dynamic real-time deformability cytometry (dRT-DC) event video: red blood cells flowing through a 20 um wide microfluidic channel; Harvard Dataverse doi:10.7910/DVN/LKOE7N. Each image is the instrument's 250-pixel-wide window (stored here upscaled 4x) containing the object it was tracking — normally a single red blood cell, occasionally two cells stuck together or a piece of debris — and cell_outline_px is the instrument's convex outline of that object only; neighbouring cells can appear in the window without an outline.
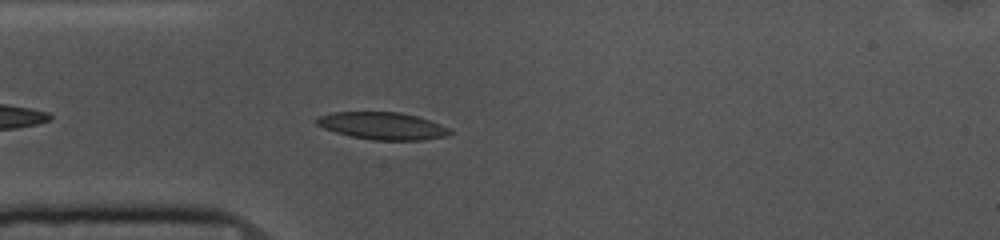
{"species": "common noctule bat (a hibernating species)", "species_latin": "Nyctalus noctula", "temperature_condition": "cold", "stored_images_in_passage": 26, "camera_frame_rate_fps": 3000, "um_per_image_px": 0.085, "animal": {"sex": "female", "body_mass_g": 10.0, "forearm_length_mm": 53.1}, "frame": {"image": 1, "passage_image": 5, "time_ms": 1.333, "image_size_px": [1000, 240], "cell_outline_px": [[456, 132], [448, 136], [424, 140], [372, 140], [352, 136], [336, 132], [324, 128], [316, 124], [316, 120], [320, 116], [332, 112], [400, 112], [416, 116], [440, 124]], "centroid_in_image_um": [32.56, 10.7], "position_along_channel_um": 52.4, "area_um2": 21.15}}
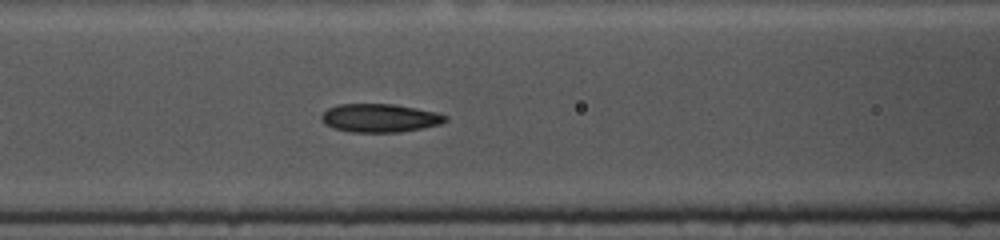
{"frame": {"image": 2, "passage_image": 12, "time_ms": 3.667, "image_size_px": [1000, 240], "cell_outline_px": [[448, 120], [440, 124], [400, 132], [352, 132], [336, 128], [324, 124], [320, 116], [328, 108], [340, 104], [392, 104], [416, 108], [436, 112], [448, 116]], "centroid_in_image_um": [32.29, 10.02], "position_along_channel_um": 134.3, "area_um2": 20.35}}
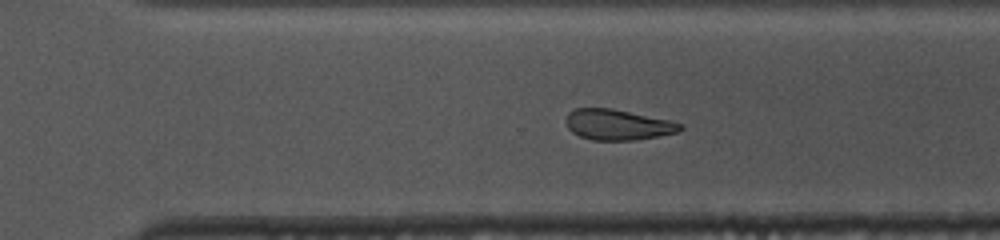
{"frame": {"image": 3, "passage_image": 24, "time_ms": 7.667, "image_size_px": [1000, 240], "cell_outline_px": [[684, 128], [680, 132], [632, 140], [592, 140], [580, 136], [572, 132], [568, 128], [564, 120], [568, 112], [576, 108], [612, 108], [668, 120], [684, 124]], "centroid_in_image_um": [52.49, 10.59], "position_along_channel_um": 318.1, "area_um2": 20.4}}